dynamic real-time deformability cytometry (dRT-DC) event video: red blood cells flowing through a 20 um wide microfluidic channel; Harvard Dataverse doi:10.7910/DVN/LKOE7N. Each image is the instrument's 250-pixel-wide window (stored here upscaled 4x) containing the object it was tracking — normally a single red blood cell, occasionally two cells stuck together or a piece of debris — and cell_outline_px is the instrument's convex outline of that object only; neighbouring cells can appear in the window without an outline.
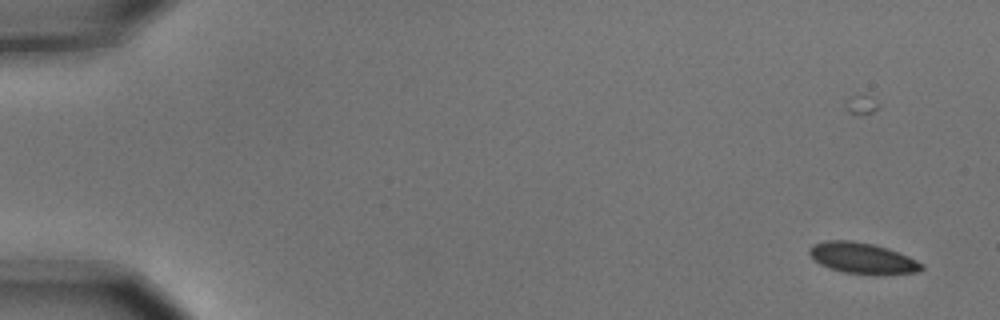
{"species": "common noctule bat (a hibernating species)", "species_latin": "Nyctalus noctula", "temperature_condition": "cold", "stored_images_in_passage": 10, "camera_frame_rate_fps": 3000, "um_per_image_px": 0.085, "animal": {"sex": "male", "body_mass_g": 15.6}, "frame": {"image": 1, "passage_image": 2, "time_ms": 0.333, "image_size_px": [1000, 320], "cell_outline_px": [[924, 268], [920, 272], [876, 276], [844, 272], [828, 268], [820, 264], [808, 252], [808, 248], [812, 244], [824, 240], [852, 240], [872, 244], [888, 248], [900, 252], [924, 264]], "centroid_in_image_um": [73.34, 21.96], "position_along_channel_um": 11.7, "area_um2": 20.75}}
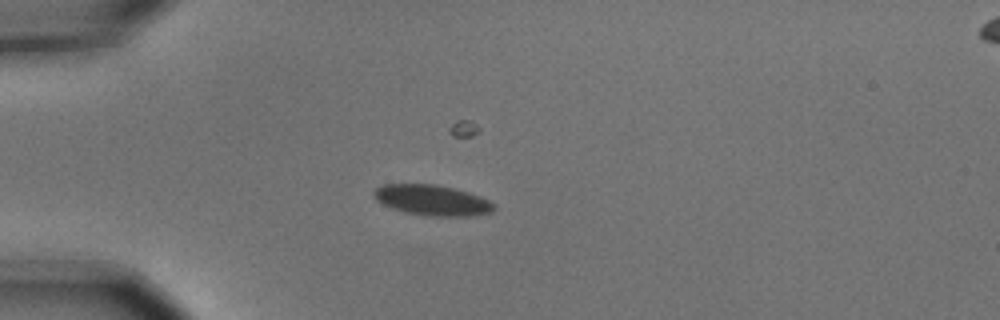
{"frame": {"image": 2, "passage_image": 5, "time_ms": 1.333, "image_size_px": [1000, 320], "cell_outline_px": [[496, 208], [492, 212], [472, 216], [424, 216], [404, 212], [392, 208], [376, 200], [372, 196], [372, 192], [376, 188], [384, 184], [436, 184], [468, 192], [480, 196], [496, 204]], "centroid_in_image_um": [36.74, 17.02], "position_along_channel_um": 48.3, "area_um2": 21.56}}